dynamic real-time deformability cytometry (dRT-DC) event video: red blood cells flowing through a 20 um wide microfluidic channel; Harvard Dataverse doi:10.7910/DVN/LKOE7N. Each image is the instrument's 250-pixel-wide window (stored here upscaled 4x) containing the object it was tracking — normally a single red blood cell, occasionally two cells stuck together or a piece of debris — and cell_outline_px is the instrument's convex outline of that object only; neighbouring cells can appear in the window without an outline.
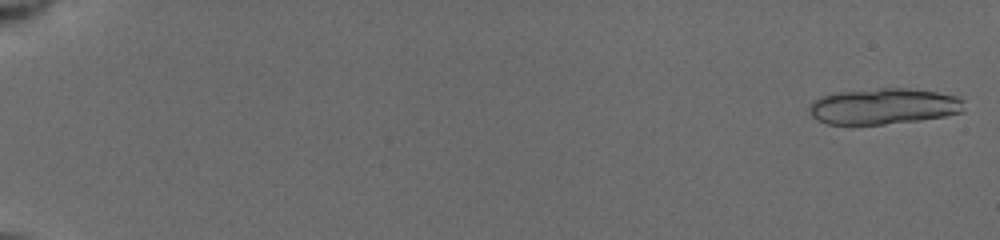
{"species": "common noctule bat (a hibernating species)", "species_latin": "Nyctalus noctula", "temperature_condition": "cold", "stored_images_in_passage": 40, "segment_of_instrument_passage": [1, 2], "camera_frame_rate_fps": 3000, "um_per_image_px": 0.085, "animal": {"sex": "female", "body_mass_g": 19.5, "forearm_length_mm": 54.1}, "frame": {"image": 1, "passage_image": 2, "time_ms": 0.333, "image_size_px": [1000, 240], "cell_outline_px": [[964, 112], [944, 116], [916, 120], [884, 124], [828, 124], [816, 120], [808, 112], [808, 108], [812, 100], [820, 96], [836, 92], [880, 88], [908, 88], [936, 92], [956, 96], [964, 100]], "centroid_in_image_um": [75.07, 9.03], "position_along_channel_um": 9.9, "area_um2": 32.6}}